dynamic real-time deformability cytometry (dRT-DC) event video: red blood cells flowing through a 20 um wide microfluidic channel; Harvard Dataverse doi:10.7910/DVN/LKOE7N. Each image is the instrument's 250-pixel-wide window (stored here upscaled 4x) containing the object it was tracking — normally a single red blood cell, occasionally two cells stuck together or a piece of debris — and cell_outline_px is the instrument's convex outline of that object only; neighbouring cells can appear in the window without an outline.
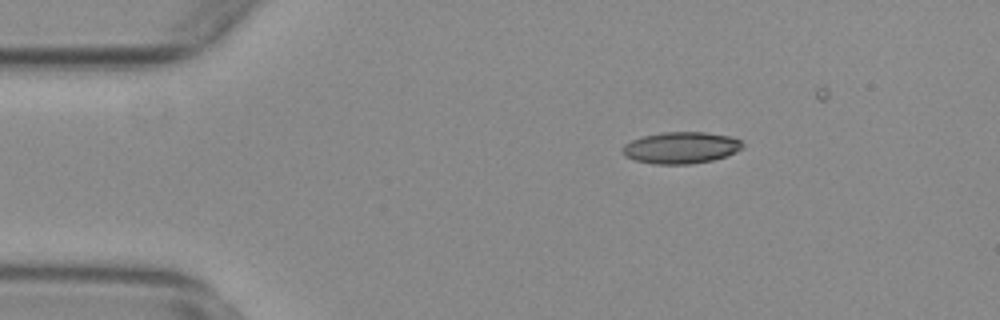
{"species": "common noctule bat (a hibernating species)", "species_latin": "Nyctalus noctula", "temperature_condition": "warm", "stored_images_in_passage": 21, "camera_frame_rate_fps": 3000, "um_per_image_px": 0.085, "animal": {"sex": "female", "body_mass_g": 29.2, "forearm_length_mm": 56.3}, "frame": {"image": 1, "passage_image": 3, "time_ms": 0.667, "image_size_px": [1000, 320], "cell_outline_px": [[744, 148], [736, 152], [712, 160], [692, 164], [656, 164], [636, 160], [624, 156], [620, 152], [620, 148], [624, 144], [632, 140], [644, 136], [664, 132], [704, 132], [728, 136], [740, 140], [744, 144]], "centroid_in_image_um": [57.86, 12.56], "position_along_channel_um": 27.1, "area_um2": 22.14}}
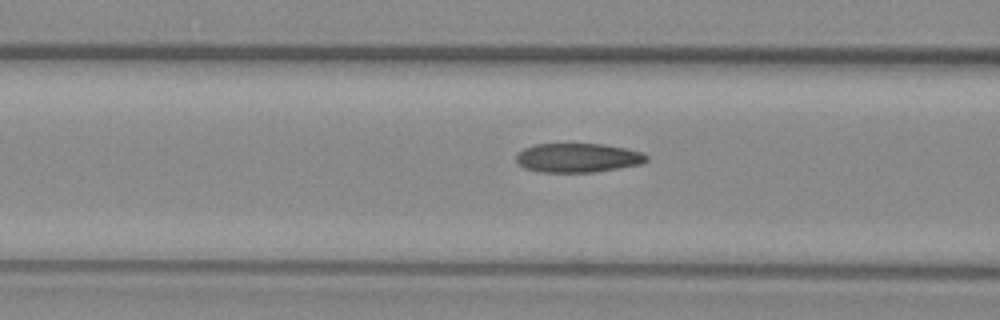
{"frame": {"image": 2, "passage_image": 15, "time_ms": 4.667, "image_size_px": [1000, 320], "cell_outline_px": [[648, 160], [640, 164], [592, 172], [540, 172], [524, 168], [516, 160], [516, 152], [524, 148], [536, 144], [600, 144], [624, 148], [640, 152], [648, 156]], "centroid_in_image_um": [49.06, 13.41], "position_along_channel_um": 117.5, "area_um2": 21.91}}
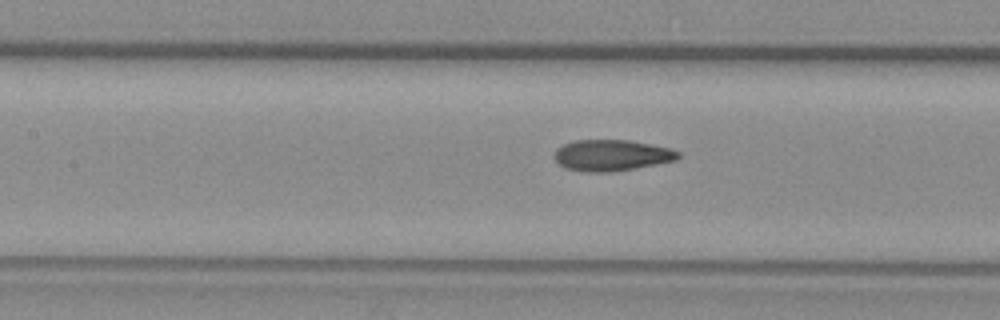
{"frame": {"image": 3, "passage_image": 18, "time_ms": 5.667, "image_size_px": [1000, 320], "cell_outline_px": [[680, 156], [676, 160], [656, 164], [612, 172], [584, 172], [564, 168], [552, 156], [556, 148], [572, 140], [628, 140], [672, 148], [680, 152]], "centroid_in_image_um": [51.96, 13.2], "position_along_channel_um": 155.4, "area_um2": 22.66}}